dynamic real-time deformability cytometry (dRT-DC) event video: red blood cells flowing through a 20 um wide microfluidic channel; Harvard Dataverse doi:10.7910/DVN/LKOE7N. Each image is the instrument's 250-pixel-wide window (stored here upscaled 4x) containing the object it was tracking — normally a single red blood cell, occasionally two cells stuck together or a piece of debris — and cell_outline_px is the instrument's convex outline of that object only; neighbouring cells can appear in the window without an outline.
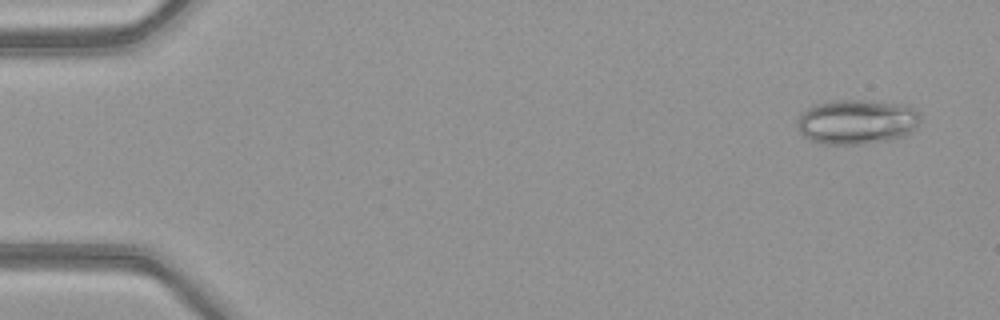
{"species": "common noctule bat (a hibernating species)", "species_latin": "Nyctalus noctula", "temperature_condition": "warm", "stored_images_in_passage": 51, "camera_frame_rate_fps": 3000, "um_per_image_px": 0.085, "animal": {"sex": "female", "body_mass_g": 21.9}, "frame": {"image": 1, "passage_image": 3, "time_ms": 0.667, "image_size_px": [1000, 320], "cell_outline_px": [[920, 120], [912, 132], [908, 136], [888, 140], [860, 144], [824, 144], [812, 140], [804, 136], [800, 132], [796, 124], [800, 116], [812, 104], [832, 100], [864, 100], [904, 104], [912, 108], [916, 112]], "centroid_in_image_um": [72.83, 10.35], "position_along_channel_um": 12.2, "area_um2": 32.14}}
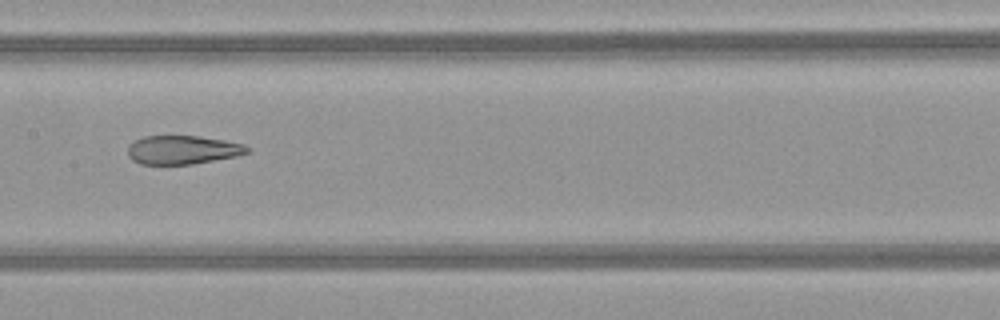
{"frame": {"image": 2, "passage_image": 26, "time_ms": 8.333, "image_size_px": [1000, 320], "cell_outline_px": [[248, 152], [236, 156], [192, 164], [140, 164], [132, 160], [128, 156], [128, 148], [136, 140], [144, 136], [200, 136], [224, 140], [244, 144], [248, 148]], "centroid_in_image_um": [15.51, 12.74], "position_along_channel_um": 191.9, "area_um2": 19.77}}
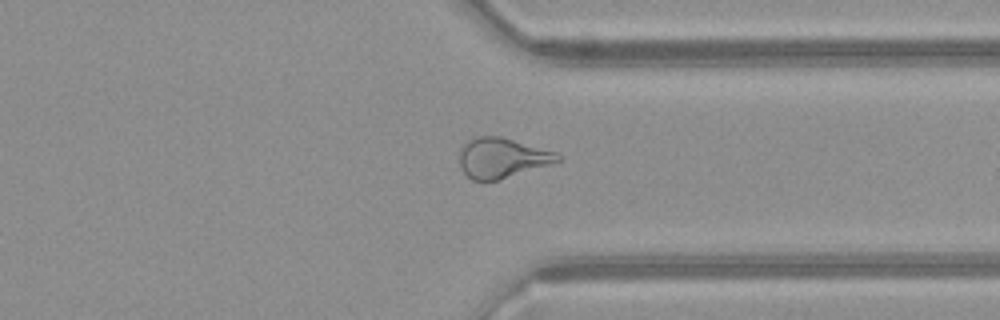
{"frame": {"image": 3, "passage_image": 39, "time_ms": 12.667, "image_size_px": [1000, 320], "cell_outline_px": [[560, 160], [548, 164], [496, 180], [472, 180], [464, 172], [460, 164], [460, 148], [468, 140], [480, 136], [500, 136], [556, 152], [560, 156]], "centroid_in_image_um": [42.63, 13.4], "position_along_channel_um": 368.8, "area_um2": 22.25}, "authors_computed_cell_mechanics": {"area_um2": 25.721, "velocity_mm_per_s": 4.0944, "shape_relaxation_time_tau1_ms": null, "shape_relaxation_time_tau2_ms": 1.9834, "deformation_change_tau1": null, "deformation_change_tau2": 0.0932}}